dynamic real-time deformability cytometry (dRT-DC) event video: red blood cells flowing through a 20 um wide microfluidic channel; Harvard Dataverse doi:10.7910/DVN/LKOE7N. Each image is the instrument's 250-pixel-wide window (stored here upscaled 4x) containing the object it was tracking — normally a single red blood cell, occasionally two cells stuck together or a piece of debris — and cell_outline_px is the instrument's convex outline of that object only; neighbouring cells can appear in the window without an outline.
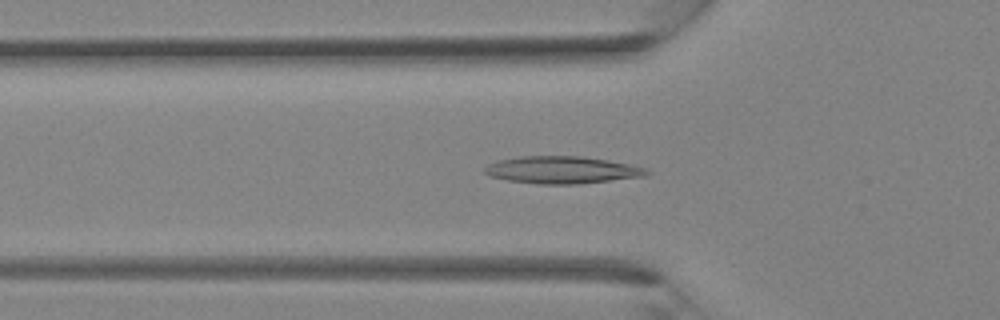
{"species": "Egyptian fruit bat (a non-hibernating species)", "species_latin": "Rousettus aegyptiacus", "temperature_condition": "room temperature", "stored_images_in_passage": 36, "camera_frame_rate_fps": 3000, "um_per_image_px": 0.085, "animal": {"sex": "female"}, "frame": {"image": 1, "passage_image": 12, "time_ms": 3.667, "image_size_px": [1000, 320], "cell_outline_px": [[652, 172], [644, 176], [576, 184], [540, 184], [508, 180], [488, 176], [484, 172], [484, 168], [488, 164], [496, 160], [520, 156], [584, 156], [608, 160], [648, 168]], "centroid_in_image_um": [47.75, 14.43], "position_along_channel_um": 78.1, "area_um2": 25.78}}
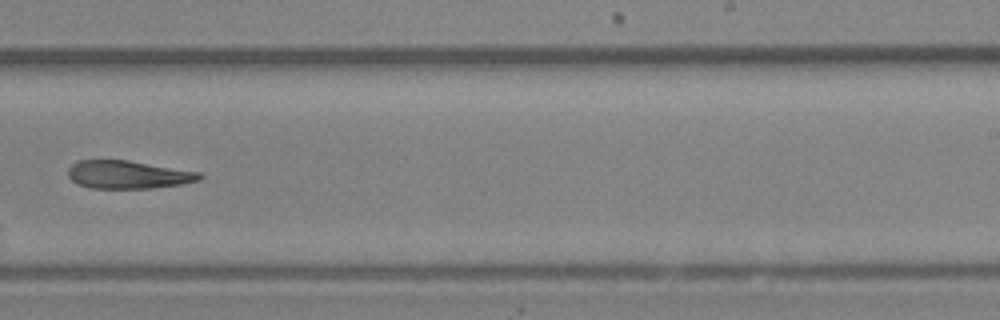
{"frame": {"image": 2, "passage_image": 23, "time_ms": 7.333, "image_size_px": [1000, 320], "cell_outline_px": [[204, 176], [200, 180], [180, 184], [152, 188], [88, 188], [76, 184], [68, 176], [68, 168], [76, 160], [128, 160], [200, 172]], "centroid_in_image_um": [10.86, 14.84], "position_along_channel_um": 278.1, "area_um2": 21.56}}
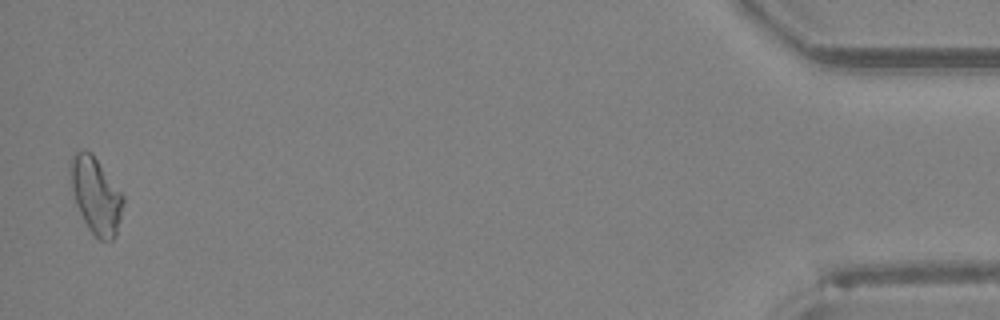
{"frame": {"image": 3, "passage_image": 36, "time_ms": 11.667, "image_size_px": [1000, 320], "cell_outline_px": [[124, 200], [116, 236], [112, 240], [100, 240], [88, 228], [76, 204], [72, 188], [68, 164], [68, 160], [76, 152], [84, 148], [92, 152], [124, 196]], "centroid_in_image_um": [8.13, 16.56], "position_along_channel_um": 427.1, "area_um2": 23.47}}